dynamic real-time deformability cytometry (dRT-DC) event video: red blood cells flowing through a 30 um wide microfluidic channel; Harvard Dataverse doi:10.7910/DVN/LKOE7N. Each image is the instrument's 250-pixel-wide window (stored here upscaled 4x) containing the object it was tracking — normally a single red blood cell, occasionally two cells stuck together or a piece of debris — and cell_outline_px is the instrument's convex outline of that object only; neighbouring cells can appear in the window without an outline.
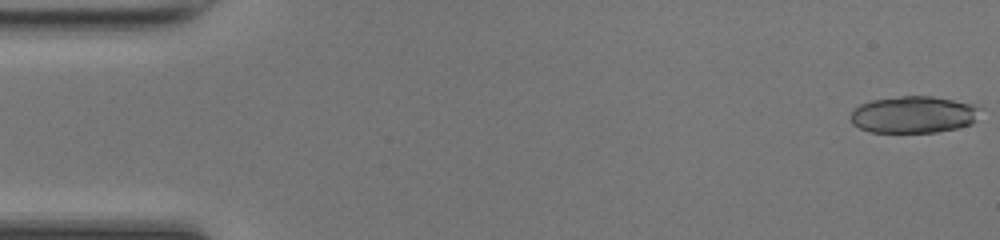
{"species": "common noctule bat (a hibernating species)", "species_latin": "Nyctalus noctula", "temperature_condition": "room temperature", "stored_images_in_passage": 16, "camera_frame_rate_fps": 3000, "um_per_image_px": 0.085, "animal": {"sex": "female", "body_mass_g": 17.0, "forearm_length_mm": 48.0}, "frame": {"image": 1, "passage_image": 1, "time_ms": 0.0, "image_size_px": [1000, 240], "cell_outline_px": [[984, 108], [976, 120], [972, 124], [956, 128], [936, 132], [872, 132], [860, 128], [852, 124], [852, 108], [860, 104], [872, 100], [900, 96], [932, 96], [972, 104]], "centroid_in_image_um": [77.69, 9.74], "position_along_channel_um": 7.3, "area_um2": 27.98}}